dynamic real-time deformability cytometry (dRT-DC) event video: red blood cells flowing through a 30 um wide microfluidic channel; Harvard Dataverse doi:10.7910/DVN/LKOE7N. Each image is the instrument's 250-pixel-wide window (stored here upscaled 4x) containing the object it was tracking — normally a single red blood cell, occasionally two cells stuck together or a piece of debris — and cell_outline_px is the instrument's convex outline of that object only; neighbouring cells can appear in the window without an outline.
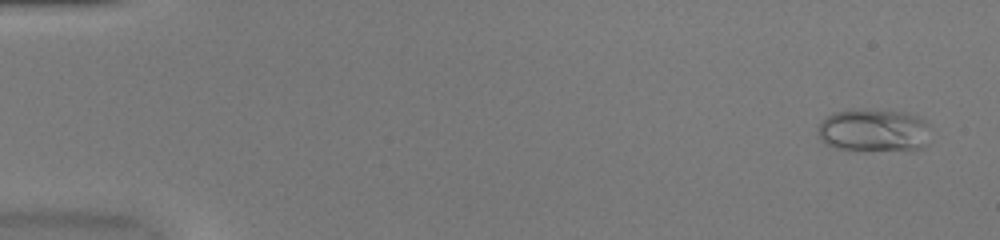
{"species": "common noctule bat (a hibernating species)", "species_latin": "Nyctalus noctula", "temperature_condition": "warm", "stored_images_in_passage": 8, "camera_frame_rate_fps": 3000, "um_per_image_px": 0.085, "animal": {"sex": "female", "body_mass_g": 20.0, "forearm_length_mm": 54.0}, "frame": {"image": 1, "passage_image": 3, "time_ms": 0.667, "image_size_px": [1000, 240], "cell_outline_px": [[928, 124], [924, 148], [836, 148], [824, 144], [816, 128], [832, 112], [908, 112], [924, 120]], "centroid_in_image_um": [74.23, 11.08], "position_along_channel_um": 10.8, "area_um2": 26.24}}